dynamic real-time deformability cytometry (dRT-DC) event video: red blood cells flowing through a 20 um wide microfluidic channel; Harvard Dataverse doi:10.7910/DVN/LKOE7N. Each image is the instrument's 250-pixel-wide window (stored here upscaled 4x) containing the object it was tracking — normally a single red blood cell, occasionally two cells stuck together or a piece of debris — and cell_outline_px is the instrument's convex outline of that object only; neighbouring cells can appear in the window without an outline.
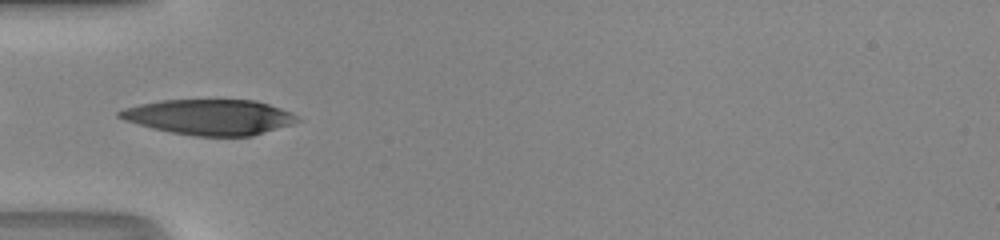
{"species": "human", "species_latin": "Homo sapiens", "temperature_condition": "room temperature", "stored_images_in_passage": 34, "camera_frame_rate_fps": 3000, "um_per_image_px": 0.085, "donor": {"sex": "male"}, "frame": {"image": 1, "passage_image": 1, "time_ms": 0.0, "image_size_px": [1000, 240], "cell_outline_px": [[304, 120], [292, 124], [252, 136], [196, 136], [172, 132], [152, 128], [124, 120], [116, 116], [116, 112], [124, 108], [140, 104], [160, 100], [256, 100], [292, 112]], "centroid_in_image_um": [17.83, 9.95], "position_along_channel_um": 67.2, "area_um2": 36.76}}
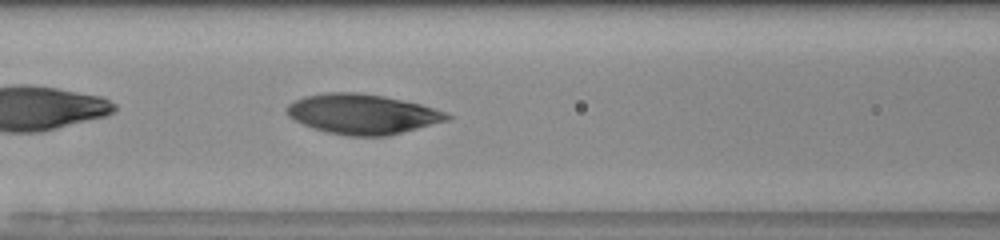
{"frame": {"image": 2, "passage_image": 6, "time_ms": 1.667, "image_size_px": [1000, 240], "cell_outline_px": [[452, 116], [448, 120], [388, 136], [348, 136], [328, 132], [312, 128], [288, 116], [284, 112], [284, 108], [288, 104], [304, 96], [324, 92], [360, 92], [384, 96], [420, 104], [444, 112]], "centroid_in_image_um": [30.76, 9.69], "position_along_channel_um": 135.8, "area_um2": 37.28}}
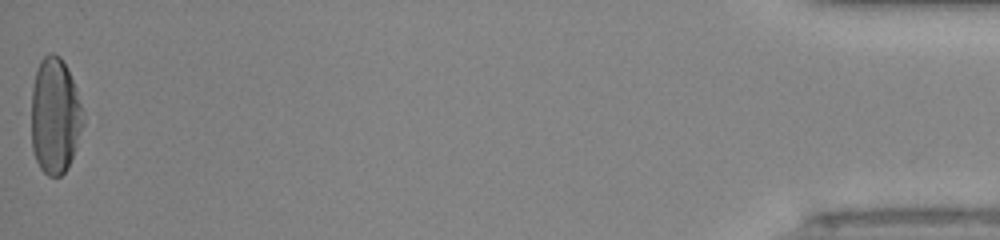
{"frame": {"image": 3, "passage_image": 34, "time_ms": 11.0, "image_size_px": [1000, 240], "cell_outline_px": [[84, 124], [68, 168], [60, 176], [48, 176], [40, 168], [36, 160], [32, 148], [32, 88], [36, 72], [40, 60], [48, 52], [52, 52], [60, 56], [76, 88], [84, 120]], "centroid_in_image_um": [4.66, 9.86], "position_along_channel_um": 430.5, "area_um2": 34.8}, "authors_computed_cell_mechanics": {"area_um2": 37.1943, "velocity_mm_per_s": 4.1809, "shape_relaxation_time_tau1_ms": 6.6401, "shape_relaxation_time_tau2_ms": 1.1525, "deformation_change_tau1": 0.2387, "deformation_change_tau2": 0.0635}}